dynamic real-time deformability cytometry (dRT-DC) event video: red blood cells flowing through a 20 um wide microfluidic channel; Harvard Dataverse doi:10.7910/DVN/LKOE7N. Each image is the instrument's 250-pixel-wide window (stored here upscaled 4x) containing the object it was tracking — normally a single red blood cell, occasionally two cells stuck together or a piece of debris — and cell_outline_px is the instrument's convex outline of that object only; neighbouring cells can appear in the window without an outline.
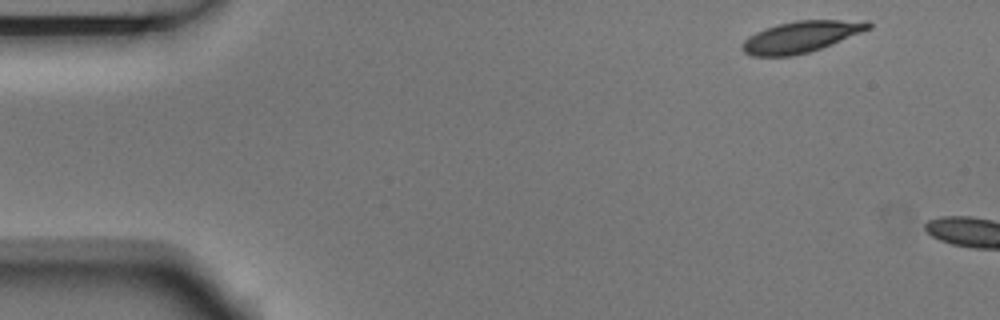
{"species": "Egyptian fruit bat (a non-hibernating species)", "species_latin": "Rousettus aegyptiacus", "temperature_condition": "room temperature", "stored_images_in_passage": 2, "camera_frame_rate_fps": 3000, "um_per_image_px": 0.085, "animal": {"sex": "male"}, "frame": {"image": 1, "passage_image": 1, "time_ms": 0.0, "image_size_px": [1000, 320], "cell_outline_px": [[872, 28], [820, 48], [808, 52], [792, 56], [752, 56], [744, 52], [740, 48], [744, 40], [748, 36], [764, 28], [776, 24], [796, 20], [868, 20], [872, 24]], "centroid_in_image_um": [68.07, 3.11], "position_along_channel_um": 16.9, "area_um2": 23.06}}